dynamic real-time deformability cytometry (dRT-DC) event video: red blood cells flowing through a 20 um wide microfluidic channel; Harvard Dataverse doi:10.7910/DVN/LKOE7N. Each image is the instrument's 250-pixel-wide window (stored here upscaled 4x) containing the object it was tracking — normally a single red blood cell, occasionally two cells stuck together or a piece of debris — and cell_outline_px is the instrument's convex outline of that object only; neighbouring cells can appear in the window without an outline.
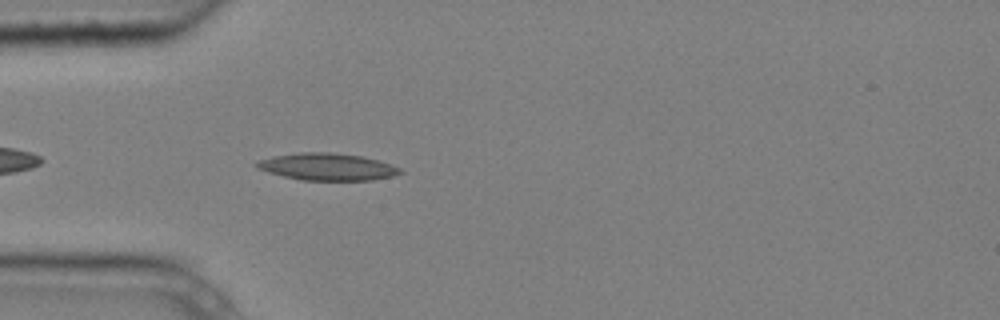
{"species": "common noctule bat (a hibernating species)", "species_latin": "Nyctalus noctula", "temperature_condition": "cold", "stored_images_in_passage": 4, "camera_frame_rate_fps": 3000, "um_per_image_px": 0.085, "animal": {"sex": "male", "body_mass_g": 20.4}, "frame": {"image": 1, "passage_image": 4, "time_ms": 1.0, "image_size_px": [1000, 320], "cell_outline_px": [[404, 172], [392, 176], [372, 180], [300, 180], [268, 172], [256, 168], [252, 164], [260, 160], [272, 156], [300, 152], [328, 152], [360, 156], [376, 160], [400, 168]], "centroid_in_image_um": [27.76, 14.18], "position_along_channel_um": 57.2, "area_um2": 22.48}}